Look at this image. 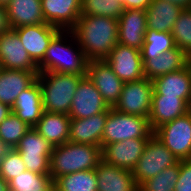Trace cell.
<instances>
[{
    "instance_id": "cell-1",
    "label": "cell",
    "mask_w": 191,
    "mask_h": 191,
    "mask_svg": "<svg viewBox=\"0 0 191 191\" xmlns=\"http://www.w3.org/2000/svg\"><path fill=\"white\" fill-rule=\"evenodd\" d=\"M71 31L89 61L105 60L118 43V19L80 15Z\"/></svg>"
},
{
    "instance_id": "cell-2",
    "label": "cell",
    "mask_w": 191,
    "mask_h": 191,
    "mask_svg": "<svg viewBox=\"0 0 191 191\" xmlns=\"http://www.w3.org/2000/svg\"><path fill=\"white\" fill-rule=\"evenodd\" d=\"M88 62L73 32L61 30L49 44L43 60L38 64V71L39 73L59 72L84 77L87 76Z\"/></svg>"
},
{
    "instance_id": "cell-3",
    "label": "cell",
    "mask_w": 191,
    "mask_h": 191,
    "mask_svg": "<svg viewBox=\"0 0 191 191\" xmlns=\"http://www.w3.org/2000/svg\"><path fill=\"white\" fill-rule=\"evenodd\" d=\"M101 160V147L68 141L53 148L49 175L55 181L66 174L95 169Z\"/></svg>"
},
{
    "instance_id": "cell-4",
    "label": "cell",
    "mask_w": 191,
    "mask_h": 191,
    "mask_svg": "<svg viewBox=\"0 0 191 191\" xmlns=\"http://www.w3.org/2000/svg\"><path fill=\"white\" fill-rule=\"evenodd\" d=\"M82 77L59 72L38 73L44 111L69 115L75 90Z\"/></svg>"
},
{
    "instance_id": "cell-5",
    "label": "cell",
    "mask_w": 191,
    "mask_h": 191,
    "mask_svg": "<svg viewBox=\"0 0 191 191\" xmlns=\"http://www.w3.org/2000/svg\"><path fill=\"white\" fill-rule=\"evenodd\" d=\"M154 131L148 118L108 109V117L102 134V147L127 139L150 138Z\"/></svg>"
},
{
    "instance_id": "cell-6",
    "label": "cell",
    "mask_w": 191,
    "mask_h": 191,
    "mask_svg": "<svg viewBox=\"0 0 191 191\" xmlns=\"http://www.w3.org/2000/svg\"><path fill=\"white\" fill-rule=\"evenodd\" d=\"M178 161L179 159L155 135H152L132 170V175L139 187L144 181L153 178L161 170L175 165Z\"/></svg>"
},
{
    "instance_id": "cell-7",
    "label": "cell",
    "mask_w": 191,
    "mask_h": 191,
    "mask_svg": "<svg viewBox=\"0 0 191 191\" xmlns=\"http://www.w3.org/2000/svg\"><path fill=\"white\" fill-rule=\"evenodd\" d=\"M153 135L179 160L191 159V111L161 125Z\"/></svg>"
},
{
    "instance_id": "cell-8",
    "label": "cell",
    "mask_w": 191,
    "mask_h": 191,
    "mask_svg": "<svg viewBox=\"0 0 191 191\" xmlns=\"http://www.w3.org/2000/svg\"><path fill=\"white\" fill-rule=\"evenodd\" d=\"M51 145L33 127L21 138L15 149L21 155L26 169L37 174L50 173V155L53 151Z\"/></svg>"
},
{
    "instance_id": "cell-9",
    "label": "cell",
    "mask_w": 191,
    "mask_h": 191,
    "mask_svg": "<svg viewBox=\"0 0 191 191\" xmlns=\"http://www.w3.org/2000/svg\"><path fill=\"white\" fill-rule=\"evenodd\" d=\"M153 82L146 77L124 82L118 102L113 107L118 112L148 118L151 111Z\"/></svg>"
},
{
    "instance_id": "cell-10",
    "label": "cell",
    "mask_w": 191,
    "mask_h": 191,
    "mask_svg": "<svg viewBox=\"0 0 191 191\" xmlns=\"http://www.w3.org/2000/svg\"><path fill=\"white\" fill-rule=\"evenodd\" d=\"M105 61L123 82L145 77L139 49L117 43Z\"/></svg>"
},
{
    "instance_id": "cell-11",
    "label": "cell",
    "mask_w": 191,
    "mask_h": 191,
    "mask_svg": "<svg viewBox=\"0 0 191 191\" xmlns=\"http://www.w3.org/2000/svg\"><path fill=\"white\" fill-rule=\"evenodd\" d=\"M109 108L89 77H82L72 99L69 117L71 119L88 118Z\"/></svg>"
},
{
    "instance_id": "cell-12",
    "label": "cell",
    "mask_w": 191,
    "mask_h": 191,
    "mask_svg": "<svg viewBox=\"0 0 191 191\" xmlns=\"http://www.w3.org/2000/svg\"><path fill=\"white\" fill-rule=\"evenodd\" d=\"M13 30L37 65L43 60L52 39L61 31L60 28L48 23L23 26Z\"/></svg>"
},
{
    "instance_id": "cell-13",
    "label": "cell",
    "mask_w": 191,
    "mask_h": 191,
    "mask_svg": "<svg viewBox=\"0 0 191 191\" xmlns=\"http://www.w3.org/2000/svg\"><path fill=\"white\" fill-rule=\"evenodd\" d=\"M0 68L39 72L13 29L0 34Z\"/></svg>"
},
{
    "instance_id": "cell-14",
    "label": "cell",
    "mask_w": 191,
    "mask_h": 191,
    "mask_svg": "<svg viewBox=\"0 0 191 191\" xmlns=\"http://www.w3.org/2000/svg\"><path fill=\"white\" fill-rule=\"evenodd\" d=\"M87 76L111 108L118 102L124 82L112 71L105 60H90Z\"/></svg>"
},
{
    "instance_id": "cell-15",
    "label": "cell",
    "mask_w": 191,
    "mask_h": 191,
    "mask_svg": "<svg viewBox=\"0 0 191 191\" xmlns=\"http://www.w3.org/2000/svg\"><path fill=\"white\" fill-rule=\"evenodd\" d=\"M148 140L149 138H137L107 144L101 148L102 160L107 164L132 171Z\"/></svg>"
},
{
    "instance_id": "cell-16",
    "label": "cell",
    "mask_w": 191,
    "mask_h": 191,
    "mask_svg": "<svg viewBox=\"0 0 191 191\" xmlns=\"http://www.w3.org/2000/svg\"><path fill=\"white\" fill-rule=\"evenodd\" d=\"M45 22L71 30L81 15V0H41Z\"/></svg>"
},
{
    "instance_id": "cell-17",
    "label": "cell",
    "mask_w": 191,
    "mask_h": 191,
    "mask_svg": "<svg viewBox=\"0 0 191 191\" xmlns=\"http://www.w3.org/2000/svg\"><path fill=\"white\" fill-rule=\"evenodd\" d=\"M145 10L125 9L118 19V43L141 50L147 29Z\"/></svg>"
},
{
    "instance_id": "cell-18",
    "label": "cell",
    "mask_w": 191,
    "mask_h": 191,
    "mask_svg": "<svg viewBox=\"0 0 191 191\" xmlns=\"http://www.w3.org/2000/svg\"><path fill=\"white\" fill-rule=\"evenodd\" d=\"M152 82V95L179 97L190 106L191 62L183 69L155 78Z\"/></svg>"
},
{
    "instance_id": "cell-19",
    "label": "cell",
    "mask_w": 191,
    "mask_h": 191,
    "mask_svg": "<svg viewBox=\"0 0 191 191\" xmlns=\"http://www.w3.org/2000/svg\"><path fill=\"white\" fill-rule=\"evenodd\" d=\"M108 110L88 118H75L70 122L69 142L92 144L102 148V134Z\"/></svg>"
},
{
    "instance_id": "cell-20",
    "label": "cell",
    "mask_w": 191,
    "mask_h": 191,
    "mask_svg": "<svg viewBox=\"0 0 191 191\" xmlns=\"http://www.w3.org/2000/svg\"><path fill=\"white\" fill-rule=\"evenodd\" d=\"M12 112L29 127H34L40 120L44 109L41 85L37 79L17 96Z\"/></svg>"
},
{
    "instance_id": "cell-21",
    "label": "cell",
    "mask_w": 191,
    "mask_h": 191,
    "mask_svg": "<svg viewBox=\"0 0 191 191\" xmlns=\"http://www.w3.org/2000/svg\"><path fill=\"white\" fill-rule=\"evenodd\" d=\"M95 169L98 182L97 191H139L132 171L107 164L103 160Z\"/></svg>"
},
{
    "instance_id": "cell-22",
    "label": "cell",
    "mask_w": 191,
    "mask_h": 191,
    "mask_svg": "<svg viewBox=\"0 0 191 191\" xmlns=\"http://www.w3.org/2000/svg\"><path fill=\"white\" fill-rule=\"evenodd\" d=\"M190 111V106L179 97L152 95L149 122L154 131L161 125L173 121Z\"/></svg>"
},
{
    "instance_id": "cell-23",
    "label": "cell",
    "mask_w": 191,
    "mask_h": 191,
    "mask_svg": "<svg viewBox=\"0 0 191 191\" xmlns=\"http://www.w3.org/2000/svg\"><path fill=\"white\" fill-rule=\"evenodd\" d=\"M38 73L0 68V102L12 108L17 96L37 79Z\"/></svg>"
},
{
    "instance_id": "cell-24",
    "label": "cell",
    "mask_w": 191,
    "mask_h": 191,
    "mask_svg": "<svg viewBox=\"0 0 191 191\" xmlns=\"http://www.w3.org/2000/svg\"><path fill=\"white\" fill-rule=\"evenodd\" d=\"M70 122L71 118L68 114L44 111L42 117L33 128L55 147L68 142Z\"/></svg>"
},
{
    "instance_id": "cell-25",
    "label": "cell",
    "mask_w": 191,
    "mask_h": 191,
    "mask_svg": "<svg viewBox=\"0 0 191 191\" xmlns=\"http://www.w3.org/2000/svg\"><path fill=\"white\" fill-rule=\"evenodd\" d=\"M144 75L154 80L165 74L183 69L191 59L179 48L175 47L154 59H142Z\"/></svg>"
},
{
    "instance_id": "cell-26",
    "label": "cell",
    "mask_w": 191,
    "mask_h": 191,
    "mask_svg": "<svg viewBox=\"0 0 191 191\" xmlns=\"http://www.w3.org/2000/svg\"><path fill=\"white\" fill-rule=\"evenodd\" d=\"M6 9L11 29L46 23L41 0H10Z\"/></svg>"
},
{
    "instance_id": "cell-27",
    "label": "cell",
    "mask_w": 191,
    "mask_h": 191,
    "mask_svg": "<svg viewBox=\"0 0 191 191\" xmlns=\"http://www.w3.org/2000/svg\"><path fill=\"white\" fill-rule=\"evenodd\" d=\"M183 9L167 0H152L145 10L147 29L171 33Z\"/></svg>"
},
{
    "instance_id": "cell-28",
    "label": "cell",
    "mask_w": 191,
    "mask_h": 191,
    "mask_svg": "<svg viewBox=\"0 0 191 191\" xmlns=\"http://www.w3.org/2000/svg\"><path fill=\"white\" fill-rule=\"evenodd\" d=\"M96 169L63 175L54 181V191H97Z\"/></svg>"
},
{
    "instance_id": "cell-29",
    "label": "cell",
    "mask_w": 191,
    "mask_h": 191,
    "mask_svg": "<svg viewBox=\"0 0 191 191\" xmlns=\"http://www.w3.org/2000/svg\"><path fill=\"white\" fill-rule=\"evenodd\" d=\"M9 191H54V181L49 174H37L25 170L12 178Z\"/></svg>"
},
{
    "instance_id": "cell-30",
    "label": "cell",
    "mask_w": 191,
    "mask_h": 191,
    "mask_svg": "<svg viewBox=\"0 0 191 191\" xmlns=\"http://www.w3.org/2000/svg\"><path fill=\"white\" fill-rule=\"evenodd\" d=\"M175 47V42L170 32L146 29L144 43L140 50L141 58L154 59Z\"/></svg>"
},
{
    "instance_id": "cell-31",
    "label": "cell",
    "mask_w": 191,
    "mask_h": 191,
    "mask_svg": "<svg viewBox=\"0 0 191 191\" xmlns=\"http://www.w3.org/2000/svg\"><path fill=\"white\" fill-rule=\"evenodd\" d=\"M124 10L122 0H81V15L119 19Z\"/></svg>"
},
{
    "instance_id": "cell-32",
    "label": "cell",
    "mask_w": 191,
    "mask_h": 191,
    "mask_svg": "<svg viewBox=\"0 0 191 191\" xmlns=\"http://www.w3.org/2000/svg\"><path fill=\"white\" fill-rule=\"evenodd\" d=\"M30 128L12 112L0 124V140L7 148H15Z\"/></svg>"
},
{
    "instance_id": "cell-33",
    "label": "cell",
    "mask_w": 191,
    "mask_h": 191,
    "mask_svg": "<svg viewBox=\"0 0 191 191\" xmlns=\"http://www.w3.org/2000/svg\"><path fill=\"white\" fill-rule=\"evenodd\" d=\"M180 173V160L170 167L161 170L153 178L144 181L139 191H174Z\"/></svg>"
},
{
    "instance_id": "cell-34",
    "label": "cell",
    "mask_w": 191,
    "mask_h": 191,
    "mask_svg": "<svg viewBox=\"0 0 191 191\" xmlns=\"http://www.w3.org/2000/svg\"><path fill=\"white\" fill-rule=\"evenodd\" d=\"M175 46L181 49L191 59V10H182L174 23L171 32Z\"/></svg>"
},
{
    "instance_id": "cell-35",
    "label": "cell",
    "mask_w": 191,
    "mask_h": 191,
    "mask_svg": "<svg viewBox=\"0 0 191 191\" xmlns=\"http://www.w3.org/2000/svg\"><path fill=\"white\" fill-rule=\"evenodd\" d=\"M25 170L26 166L15 148L8 149L0 158V176L7 182Z\"/></svg>"
},
{
    "instance_id": "cell-36",
    "label": "cell",
    "mask_w": 191,
    "mask_h": 191,
    "mask_svg": "<svg viewBox=\"0 0 191 191\" xmlns=\"http://www.w3.org/2000/svg\"><path fill=\"white\" fill-rule=\"evenodd\" d=\"M174 191H191V159L180 160V173Z\"/></svg>"
},
{
    "instance_id": "cell-37",
    "label": "cell",
    "mask_w": 191,
    "mask_h": 191,
    "mask_svg": "<svg viewBox=\"0 0 191 191\" xmlns=\"http://www.w3.org/2000/svg\"><path fill=\"white\" fill-rule=\"evenodd\" d=\"M152 0H122L124 9L146 10Z\"/></svg>"
},
{
    "instance_id": "cell-38",
    "label": "cell",
    "mask_w": 191,
    "mask_h": 191,
    "mask_svg": "<svg viewBox=\"0 0 191 191\" xmlns=\"http://www.w3.org/2000/svg\"><path fill=\"white\" fill-rule=\"evenodd\" d=\"M10 29L6 6L0 5V34H3Z\"/></svg>"
},
{
    "instance_id": "cell-39",
    "label": "cell",
    "mask_w": 191,
    "mask_h": 191,
    "mask_svg": "<svg viewBox=\"0 0 191 191\" xmlns=\"http://www.w3.org/2000/svg\"><path fill=\"white\" fill-rule=\"evenodd\" d=\"M12 113V108L0 102V124Z\"/></svg>"
},
{
    "instance_id": "cell-40",
    "label": "cell",
    "mask_w": 191,
    "mask_h": 191,
    "mask_svg": "<svg viewBox=\"0 0 191 191\" xmlns=\"http://www.w3.org/2000/svg\"><path fill=\"white\" fill-rule=\"evenodd\" d=\"M171 3L177 4L181 7L185 8H189V6L191 5V0H167Z\"/></svg>"
},
{
    "instance_id": "cell-41",
    "label": "cell",
    "mask_w": 191,
    "mask_h": 191,
    "mask_svg": "<svg viewBox=\"0 0 191 191\" xmlns=\"http://www.w3.org/2000/svg\"><path fill=\"white\" fill-rule=\"evenodd\" d=\"M0 191H9L8 182L0 176Z\"/></svg>"
},
{
    "instance_id": "cell-42",
    "label": "cell",
    "mask_w": 191,
    "mask_h": 191,
    "mask_svg": "<svg viewBox=\"0 0 191 191\" xmlns=\"http://www.w3.org/2000/svg\"><path fill=\"white\" fill-rule=\"evenodd\" d=\"M9 148H7L3 142L0 140V158L5 154V152L8 150Z\"/></svg>"
},
{
    "instance_id": "cell-43",
    "label": "cell",
    "mask_w": 191,
    "mask_h": 191,
    "mask_svg": "<svg viewBox=\"0 0 191 191\" xmlns=\"http://www.w3.org/2000/svg\"><path fill=\"white\" fill-rule=\"evenodd\" d=\"M10 0H0V5L7 6Z\"/></svg>"
}]
</instances>
